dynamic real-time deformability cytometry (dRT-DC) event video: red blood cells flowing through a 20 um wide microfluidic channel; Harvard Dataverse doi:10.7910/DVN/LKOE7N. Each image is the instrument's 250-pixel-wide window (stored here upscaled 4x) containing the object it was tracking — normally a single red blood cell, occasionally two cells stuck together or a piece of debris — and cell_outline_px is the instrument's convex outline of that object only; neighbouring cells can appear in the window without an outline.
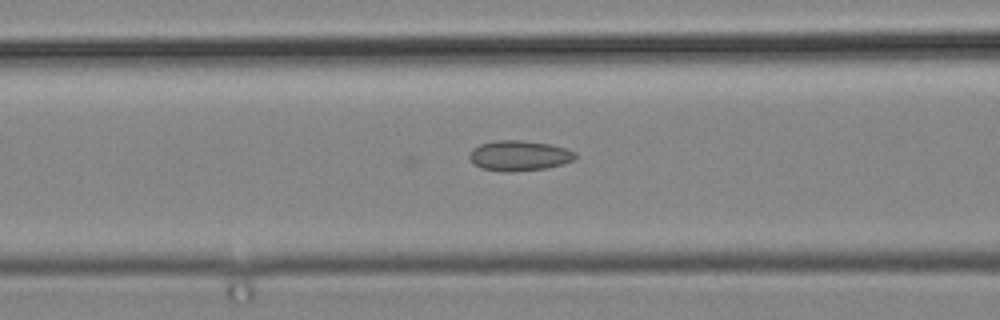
{"species": "common noctule bat (a hibernating species)", "species_latin": "Nyctalus noctula", "temperature_condition": "cold", "stored_images_in_passage": 49, "camera_frame_rate_fps": 3000, "um_per_image_px": 0.085, "animal": {"sex": "male", "body_mass_g": 19.2, "forearm_length_mm": 51.8}, "frame": {"image": 1, "passage_image": 20, "time_ms": 6.333, "image_size_px": [1000, 320], "cell_outline_px": [[576, 156], [572, 160], [564, 164], [548, 168], [512, 172], [500, 172], [480, 168], [468, 156], [472, 148], [480, 144], [496, 140], [524, 140], [552, 144], [568, 148], [576, 152]], "centroid_in_image_um": [44.15, 13.23], "position_along_channel_um": 122.4, "area_um2": 19.02}}
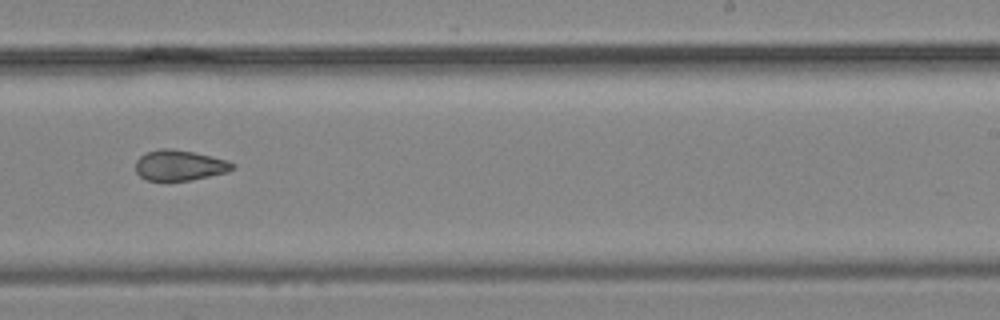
{"frame": {"image": 2, "passage_image": 31, "time_ms": 10.0, "image_size_px": [1000, 320], "cell_outline_px": [[236, 168], [228, 172], [192, 180], [148, 180], [140, 176], [136, 172], [136, 160], [140, 156], [148, 152], [160, 148], [172, 148], [196, 152], [228, 160], [236, 164]], "centroid_in_image_um": [15.32, 14.04], "position_along_channel_um": 273.7, "area_um2": 17.4}}
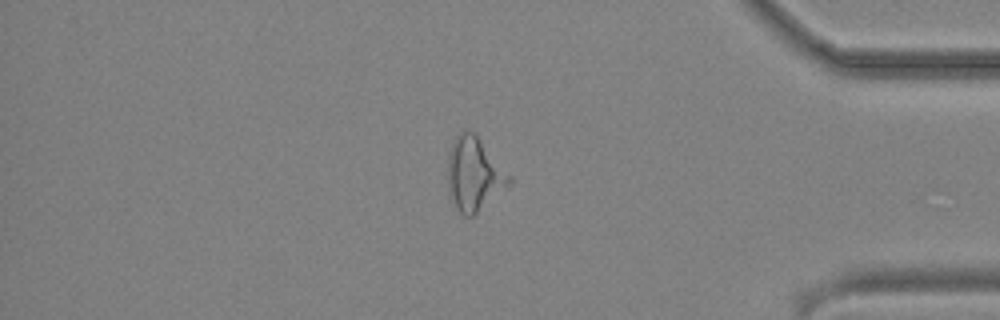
{"frame": {"image": 3, "passage_image": 42, "time_ms": 13.667, "image_size_px": [1000, 320], "cell_outline_px": [[512, 184], [472, 216], [464, 216], [456, 208], [448, 188], [448, 152], [452, 140], [464, 128], [468, 128], [476, 136], [512, 176]], "centroid_in_image_um": [40.3, 14.78], "position_along_channel_um": 394.9, "area_um2": 26.24}}